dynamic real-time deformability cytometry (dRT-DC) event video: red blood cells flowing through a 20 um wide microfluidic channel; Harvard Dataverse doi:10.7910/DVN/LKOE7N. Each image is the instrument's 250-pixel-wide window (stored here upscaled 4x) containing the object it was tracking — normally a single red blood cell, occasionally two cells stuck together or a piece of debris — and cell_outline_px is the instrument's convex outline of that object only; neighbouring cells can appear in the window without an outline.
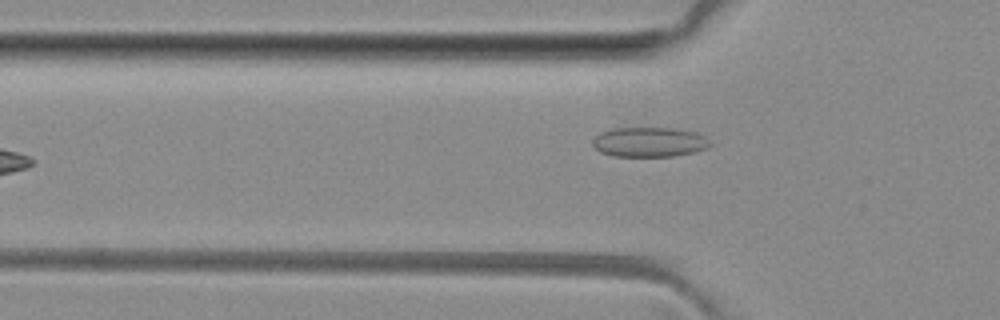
{"species": "common noctule bat (a hibernating species)", "species_latin": "Nyctalus noctula", "temperature_condition": "room temperature", "stored_images_in_passage": 5, "camera_frame_rate_fps": 3000, "um_per_image_px": 0.085, "animal": {"sex": "female", "body_mass_g": 29.2, "forearm_length_mm": 56.3}, "frame": {"image": 1, "passage_image": 5, "time_ms": 5.0, "image_size_px": [1000, 320], "cell_outline_px": [[712, 144], [708, 148], [692, 152], [672, 156], [612, 156], [600, 152], [592, 144], [592, 140], [600, 132], [612, 128], [672, 128], [696, 132], [708, 136]], "centroid_in_image_um": [55.21, 12.07], "position_along_channel_um": 70.6, "area_um2": 20.52}}